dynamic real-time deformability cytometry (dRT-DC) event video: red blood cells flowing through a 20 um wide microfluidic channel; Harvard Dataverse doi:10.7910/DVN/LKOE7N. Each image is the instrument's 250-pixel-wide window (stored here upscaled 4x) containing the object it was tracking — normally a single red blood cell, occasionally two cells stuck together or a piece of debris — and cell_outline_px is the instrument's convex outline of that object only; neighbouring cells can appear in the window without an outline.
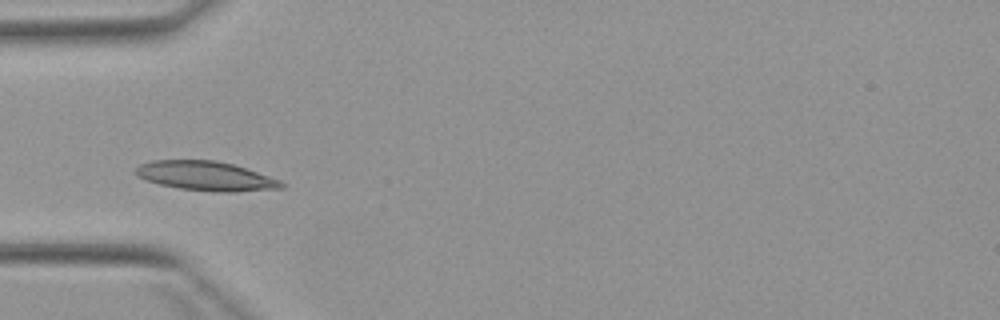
{"species": "Egyptian fruit bat (a non-hibernating species)", "species_latin": "Rousettus aegyptiacus", "temperature_condition": "warm", "stored_images_in_passage": 4, "camera_frame_rate_fps": 3000, "um_per_image_px": 0.085, "animal": {"sex": "female"}, "frame": {"image": 1, "passage_image": 4, "time_ms": 3.667, "image_size_px": [1000, 320], "cell_outline_px": [[284, 188], [236, 192], [216, 192], [180, 188], [160, 184], [136, 176], [132, 172], [140, 164], [152, 160], [216, 160], [232, 164], [280, 180], [284, 184]], "centroid_in_image_um": [17.47, 14.96], "position_along_channel_um": 67.5, "area_um2": 24.8}}